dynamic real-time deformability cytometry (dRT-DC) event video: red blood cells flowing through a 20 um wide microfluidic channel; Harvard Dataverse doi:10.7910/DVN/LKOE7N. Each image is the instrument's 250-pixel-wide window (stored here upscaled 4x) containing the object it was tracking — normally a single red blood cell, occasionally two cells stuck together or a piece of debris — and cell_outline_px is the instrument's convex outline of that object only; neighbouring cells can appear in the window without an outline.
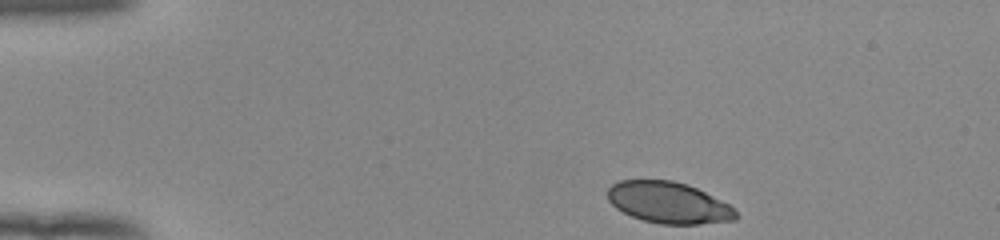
{"species": "human", "species_latin": "Homo sapiens", "temperature_condition": "room temperature", "stored_images_in_passage": 44, "camera_frame_rate_fps": 3000, "um_per_image_px": 0.085, "donor": {"sex": "female"}, "frame": {"image": 1, "passage_image": 1, "time_ms": 0.0, "image_size_px": [1000, 240], "cell_outline_px": [[740, 216], [736, 220], [696, 224], [660, 224], [644, 220], [632, 216], [616, 208], [608, 200], [608, 188], [612, 184], [620, 180], [672, 180], [688, 184], [728, 204]], "centroid_in_image_um": [56.82, 17.22], "position_along_channel_um": 28.2, "area_um2": 30.75}}
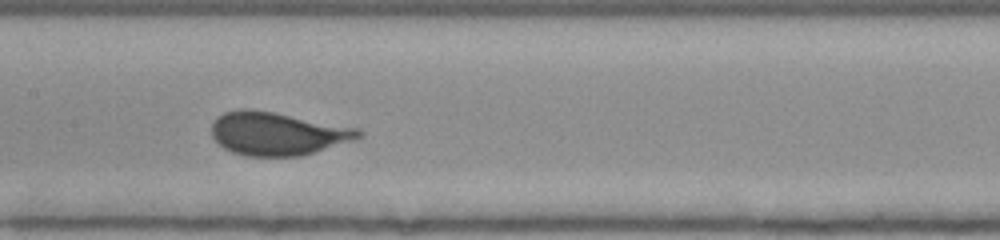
{"frame": {"image": 2, "passage_image": 19, "time_ms": 6.0, "image_size_px": [1000, 240], "cell_outline_px": [[364, 132], [356, 140], [304, 156], [244, 156], [232, 152], [224, 148], [212, 136], [212, 124], [216, 116], [224, 112], [240, 108], [252, 108], [360, 128]], "centroid_in_image_um": [23.61, 11.35], "position_along_channel_um": 183.8, "area_um2": 37.45}}
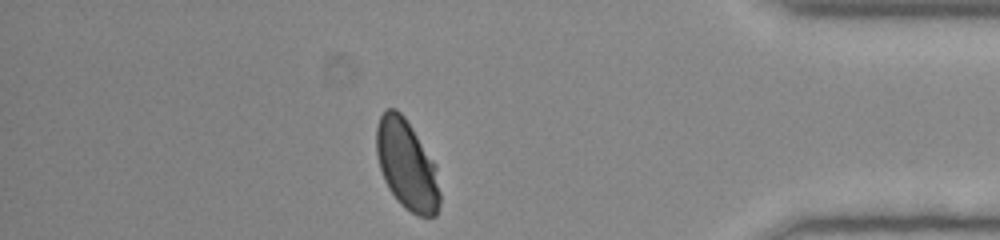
{"frame": {"image": 3, "passage_image": 38, "time_ms": 12.333, "image_size_px": [1000, 240], "cell_outline_px": [[440, 204], [436, 216], [420, 216], [404, 208], [400, 204], [388, 188], [384, 180], [380, 168], [376, 152], [376, 128], [380, 116], [388, 108], [396, 108], [404, 116], [436, 164], [440, 192]], "centroid_in_image_um": [34.58, 14.03], "position_along_channel_um": 400.6, "area_um2": 33.23}}